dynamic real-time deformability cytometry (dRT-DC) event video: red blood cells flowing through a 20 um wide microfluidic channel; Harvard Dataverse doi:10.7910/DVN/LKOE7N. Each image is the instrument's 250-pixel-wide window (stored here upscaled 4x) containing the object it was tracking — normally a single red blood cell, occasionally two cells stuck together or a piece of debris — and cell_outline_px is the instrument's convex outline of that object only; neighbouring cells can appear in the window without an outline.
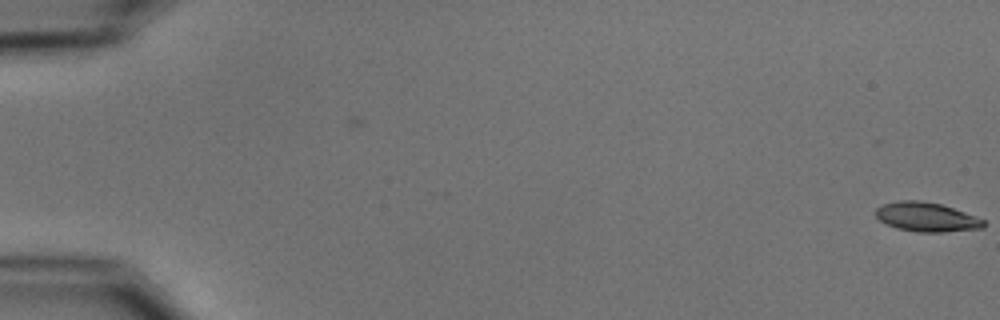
{"species": "common noctule bat (a hibernating species)", "species_latin": "Nyctalus noctula", "temperature_condition": "cold", "stored_images_in_passage": 32, "camera_frame_rate_fps": 3000, "um_per_image_px": 0.085, "animal": {"sex": "male", "body_mass_g": 15.6}, "frame": {"image": 1, "passage_image": 1, "time_ms": 0.0, "image_size_px": [1000, 320], "cell_outline_px": [[984, 228], [944, 232], [916, 232], [896, 228], [880, 220], [876, 216], [876, 208], [884, 204], [900, 200], [920, 200], [940, 204], [976, 216], [984, 220]], "centroid_in_image_um": [78.76, 18.45], "position_along_channel_um": 6.2, "area_um2": 18.26}}
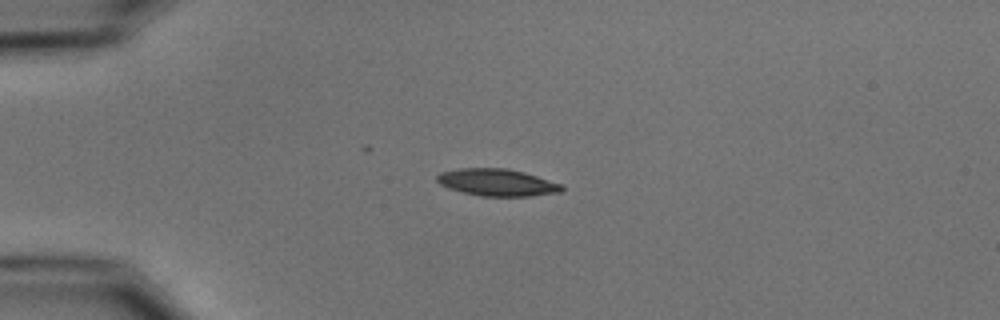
{"frame": {"image": 2, "passage_image": 15, "time_ms": 4.667, "image_size_px": [1000, 320], "cell_outline_px": [[564, 188], [560, 192], [532, 196], [480, 196], [448, 188], [440, 184], [436, 180], [436, 176], [440, 172], [456, 168], [508, 168], [524, 172], [564, 184]], "centroid_in_image_um": [42.26, 15.5], "position_along_channel_um": 42.7, "area_um2": 19.88}}
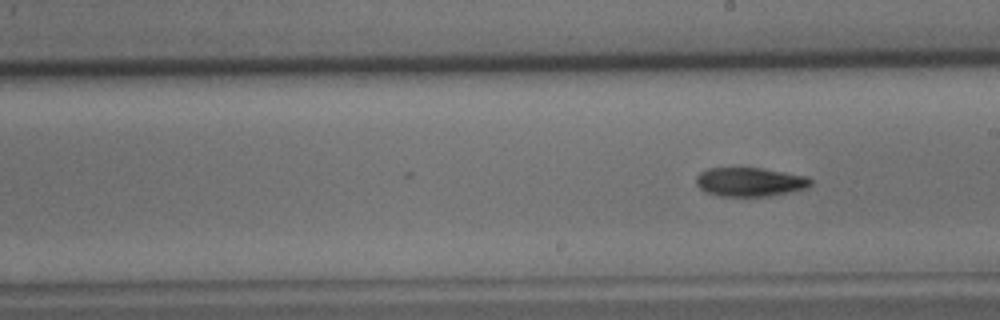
{"frame": {"image": 3, "passage_image": 32, "time_ms": 10.333, "image_size_px": [1000, 320], "cell_outline_px": [[812, 184], [808, 188], [768, 196], [720, 196], [708, 192], [700, 188], [696, 184], [696, 176], [700, 172], [708, 168], [760, 168], [808, 176], [812, 180]], "centroid_in_image_um": [63.76, 15.46], "position_along_channel_um": 225.2, "area_um2": 19.25}}